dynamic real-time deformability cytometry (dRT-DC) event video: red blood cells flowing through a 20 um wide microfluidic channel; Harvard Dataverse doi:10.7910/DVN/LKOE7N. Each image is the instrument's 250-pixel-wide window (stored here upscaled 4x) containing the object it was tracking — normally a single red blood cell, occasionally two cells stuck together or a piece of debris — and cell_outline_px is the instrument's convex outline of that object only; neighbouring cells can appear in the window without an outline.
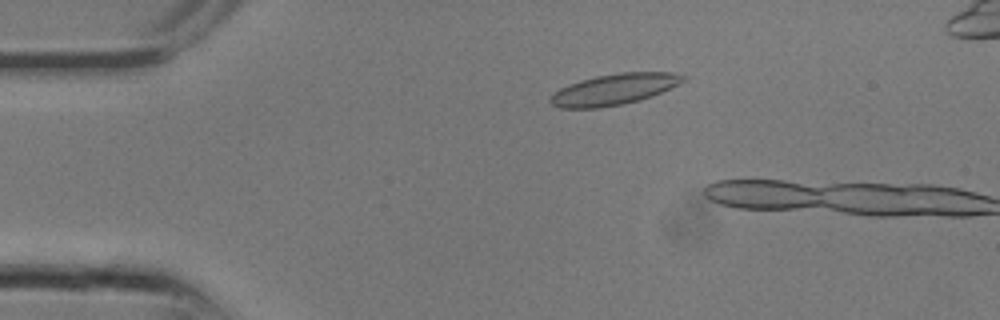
{"species": "common noctule bat (a hibernating species)", "species_latin": "Nyctalus noctula", "temperature_condition": "room temperature", "stored_images_in_passage": 2, "camera_frame_rate_fps": 3000, "um_per_image_px": 0.085, "animal": {"sex": "male", "body_mass_g": 13.3}, "frame": {"image": 1, "passage_image": 1, "time_ms": 0.0, "image_size_px": [1000, 320], "cell_outline_px": [[688, 76], [684, 80], [652, 96], [640, 100], [624, 104], [600, 108], [560, 108], [552, 104], [548, 100], [560, 88], [568, 84], [580, 80], [596, 76], [620, 72], [672, 72]], "centroid_in_image_um": [52.18, 7.59], "position_along_channel_um": 32.8, "area_um2": 23.87}}